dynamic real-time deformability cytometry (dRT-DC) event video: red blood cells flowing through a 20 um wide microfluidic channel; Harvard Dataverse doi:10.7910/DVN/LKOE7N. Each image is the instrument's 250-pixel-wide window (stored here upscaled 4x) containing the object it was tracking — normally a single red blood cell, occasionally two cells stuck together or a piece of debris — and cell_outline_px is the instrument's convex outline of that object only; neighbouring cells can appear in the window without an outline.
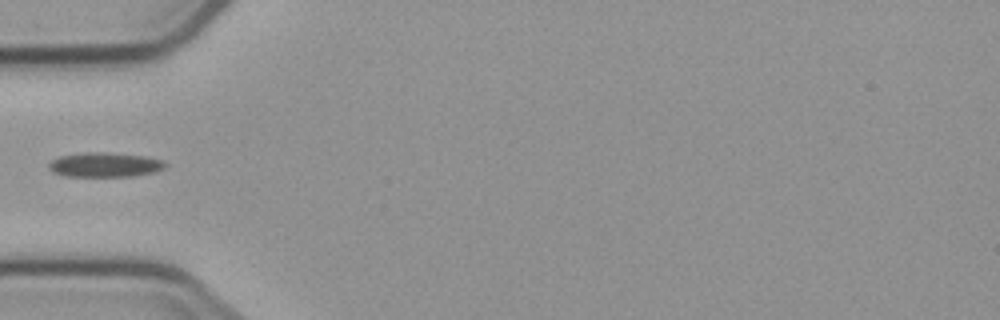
{"species": "common noctule bat (a hibernating species)", "species_latin": "Nyctalus noctula", "temperature_condition": "cold", "stored_images_in_passage": 2, "camera_frame_rate_fps": 3000, "um_per_image_px": 0.085, "animal": {"sex": "male", "body_mass_g": 23.1, "forearm_length_mm": 52.7}, "frame": {"image": 1, "passage_image": 1, "time_ms": 0.0, "image_size_px": [1000, 320], "cell_outline_px": [[168, 164], [164, 168], [156, 172], [132, 176], [64, 176], [52, 172], [48, 168], [48, 164], [52, 160], [60, 156], [84, 152], [104, 152], [144, 156], [164, 160]], "centroid_in_image_um": [8.92, 14.0], "position_along_channel_um": 76.1, "area_um2": 16.76}}
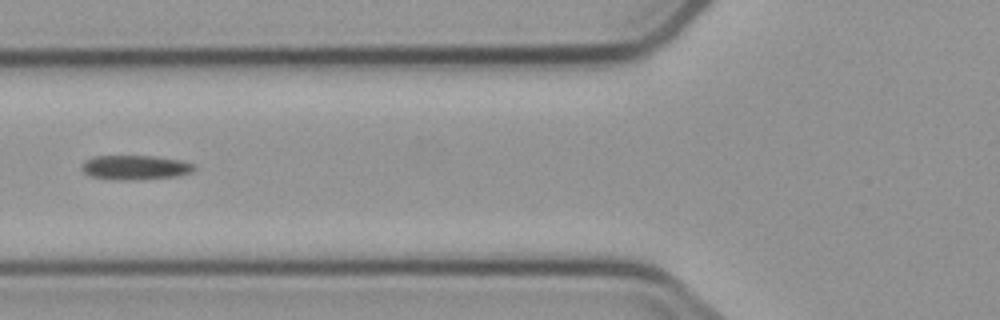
{"frame": {"image": 2, "passage_image": 2, "time_ms": 1.0, "image_size_px": [1000, 320], "cell_outline_px": [[196, 168], [192, 172], [176, 176], [136, 180], [116, 180], [92, 176], [84, 172], [84, 164], [88, 160], [96, 156], [152, 156], [180, 160], [196, 164]], "centroid_in_image_um": [11.58, 14.24], "position_along_channel_um": 114.2, "area_um2": 15.78}}